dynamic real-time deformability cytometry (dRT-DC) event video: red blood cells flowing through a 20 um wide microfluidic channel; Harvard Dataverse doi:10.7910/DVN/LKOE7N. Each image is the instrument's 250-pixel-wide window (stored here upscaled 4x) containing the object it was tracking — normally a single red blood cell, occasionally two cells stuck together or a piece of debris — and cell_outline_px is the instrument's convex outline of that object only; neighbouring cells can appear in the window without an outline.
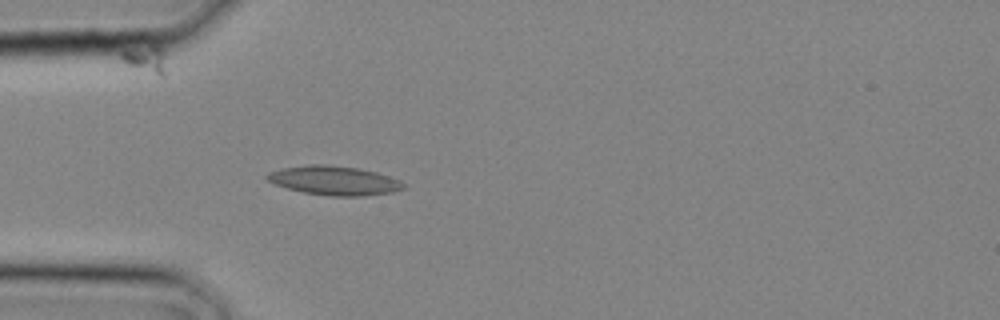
{"species": "common noctule bat (a hibernating species)", "species_latin": "Nyctalus noctula", "temperature_condition": "cold", "stored_images_in_passage": 19, "camera_frame_rate_fps": 3000, "um_per_image_px": 0.085, "animal": {"sex": "male", "body_mass_g": 20.4}, "frame": {"image": 1, "passage_image": 8, "time_ms": 2.333, "image_size_px": [1000, 320], "cell_outline_px": [[408, 184], [404, 188], [392, 192], [360, 196], [332, 196], [304, 192], [288, 188], [276, 184], [268, 180], [264, 176], [268, 172], [284, 168], [308, 164], [328, 164], [356, 168], [376, 172], [400, 180]], "centroid_in_image_um": [28.43, 15.34], "position_along_channel_um": 56.6, "area_um2": 23.0}}
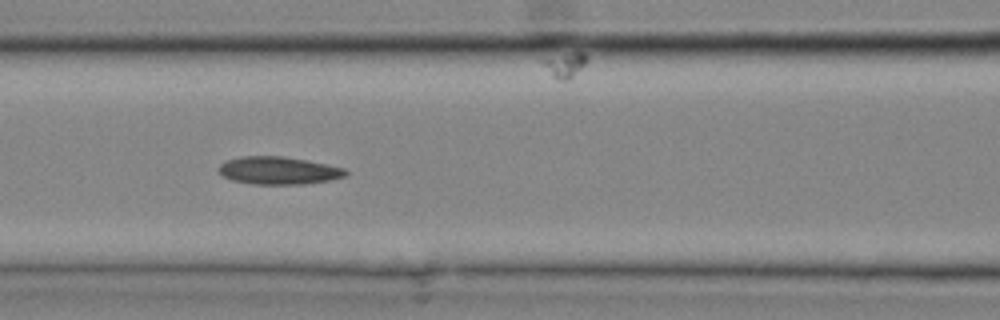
{"frame": {"image": 2, "passage_image": 12, "time_ms": 3.667, "image_size_px": [1000, 320], "cell_outline_px": [[348, 172], [344, 176], [328, 180], [304, 184], [252, 184], [232, 180], [224, 176], [216, 168], [224, 160], [240, 156], [284, 156], [308, 160], [344, 168]], "centroid_in_image_um": [23.62, 14.48], "position_along_channel_um": 143.0, "area_um2": 20.52}}
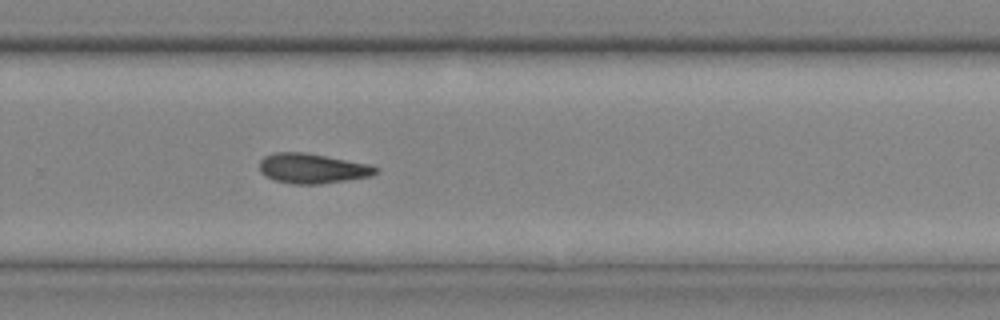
{"frame": {"image": 3, "passage_image": 19, "time_ms": 6.0, "image_size_px": [1000, 320], "cell_outline_px": [[380, 168], [372, 176], [320, 184], [292, 184], [276, 180], [264, 176], [260, 172], [260, 160], [264, 156], [276, 152], [304, 152], [368, 164]], "centroid_in_image_um": [26.53, 14.32], "position_along_channel_um": 303.3, "area_um2": 20.17}}